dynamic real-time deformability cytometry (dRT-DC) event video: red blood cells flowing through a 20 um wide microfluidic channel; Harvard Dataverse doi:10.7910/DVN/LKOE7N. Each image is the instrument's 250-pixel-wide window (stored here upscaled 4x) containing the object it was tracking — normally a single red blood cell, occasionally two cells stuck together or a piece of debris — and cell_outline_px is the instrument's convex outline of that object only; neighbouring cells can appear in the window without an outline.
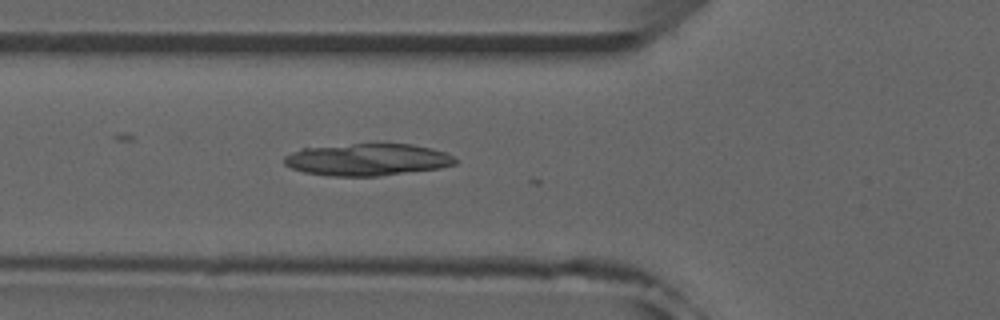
{"species": "common noctule bat (a hibernating species)", "species_latin": "Nyctalus noctula", "temperature_condition": "room temperature", "stored_images_in_passage": 11, "camera_frame_rate_fps": 3000, "um_per_image_px": 0.085, "animal": {"sex": "male", "forearm_length_mm": 52.5}, "frame": {"image": 1, "passage_image": 10, "time_ms": 3.0, "image_size_px": [1000, 320], "cell_outline_px": [[456, 164], [440, 168], [376, 176], [328, 176], [304, 172], [292, 168], [284, 164], [284, 156], [292, 152], [304, 148], [352, 144], [412, 144], [432, 148], [444, 152], [452, 156], [456, 160]], "centroid_in_image_um": [31.22, 13.57], "position_along_channel_um": 94.6, "area_um2": 31.73}}